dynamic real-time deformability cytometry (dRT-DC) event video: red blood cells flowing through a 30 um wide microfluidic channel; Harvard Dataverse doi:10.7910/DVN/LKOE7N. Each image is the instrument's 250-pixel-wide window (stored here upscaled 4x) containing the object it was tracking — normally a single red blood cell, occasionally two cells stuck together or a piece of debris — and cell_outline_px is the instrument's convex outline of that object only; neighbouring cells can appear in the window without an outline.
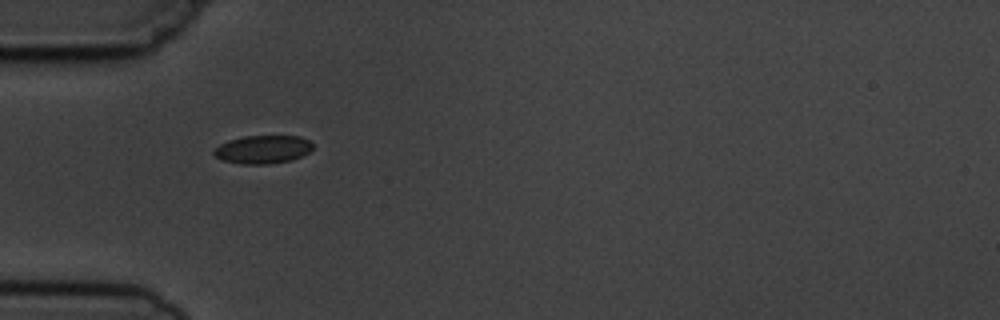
{"species": "common noctule bat (a hibernating species)", "species_latin": "Nyctalus noctula", "temperature_condition": "cold", "stored_images_in_passage": 2, "camera_frame_rate_fps": 3000, "um_per_image_px": 0.085, "animal": {"sex": "male", "body_mass_g": 19.5, "forearm_length_mm": 54.6}, "frame": {"image": 1, "passage_image": 1, "time_ms": 0.0, "image_size_px": [1000, 320], "cell_outline_px": [[312, 148], [308, 152], [292, 160], [268, 164], [240, 164], [220, 160], [212, 152], [212, 148], [228, 140], [244, 136], [300, 136], [308, 140], [312, 144]], "centroid_in_image_um": [22.28, 12.7], "position_along_channel_um": 62.7, "area_um2": 16.36}}
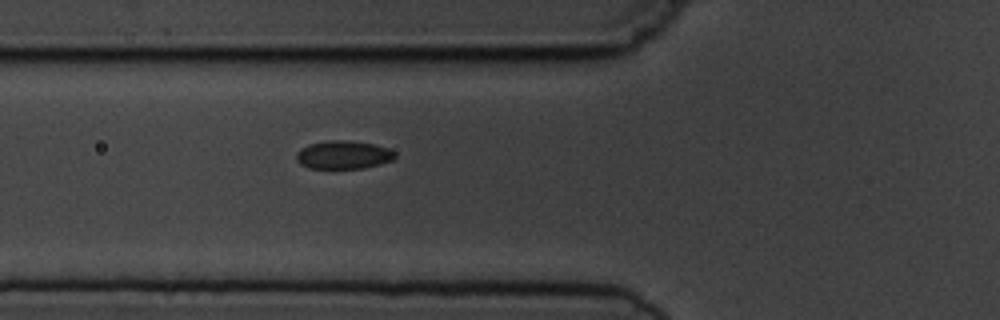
{"frame": {"image": 2, "passage_image": 2, "time_ms": 1.0, "image_size_px": [1000, 320], "cell_outline_px": [[396, 156], [392, 160], [380, 164], [364, 168], [312, 168], [300, 164], [296, 160], [296, 152], [300, 148], [308, 144], [328, 140], [344, 140], [376, 144], [388, 148], [396, 152]], "centroid_in_image_um": [29.19, 13.15], "position_along_channel_um": 96.6, "area_um2": 16.36}}